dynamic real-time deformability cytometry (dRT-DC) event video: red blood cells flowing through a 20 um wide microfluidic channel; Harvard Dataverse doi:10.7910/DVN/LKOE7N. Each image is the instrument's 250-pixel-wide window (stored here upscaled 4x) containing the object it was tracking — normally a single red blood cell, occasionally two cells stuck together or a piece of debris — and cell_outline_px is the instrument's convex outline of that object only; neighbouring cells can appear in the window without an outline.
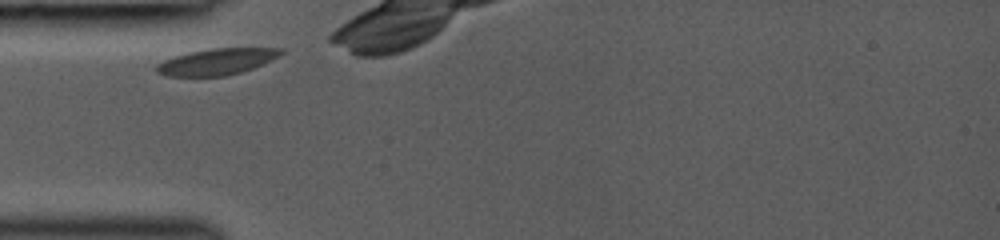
{"species": "common noctule bat (a hibernating species)", "species_latin": "Nyctalus noctula", "temperature_condition": "room temperature", "stored_images_in_passage": 25, "camera_frame_rate_fps": 3000, "um_per_image_px": 0.085, "animal": {"sex": "female", "body_mass_g": 19.0, "forearm_length_mm": 53.3}, "frame": {"image": 1, "passage_image": 1, "time_ms": 0.0, "image_size_px": [1000, 240], "cell_outline_px": [[284, 52], [280, 56], [272, 60], [252, 68], [240, 72], [224, 76], [164, 76], [156, 72], [156, 64], [164, 60], [188, 52], [208, 48], [284, 48]], "centroid_in_image_um": [18.42, 5.23], "position_along_channel_um": 66.6, "area_um2": 19.13}}